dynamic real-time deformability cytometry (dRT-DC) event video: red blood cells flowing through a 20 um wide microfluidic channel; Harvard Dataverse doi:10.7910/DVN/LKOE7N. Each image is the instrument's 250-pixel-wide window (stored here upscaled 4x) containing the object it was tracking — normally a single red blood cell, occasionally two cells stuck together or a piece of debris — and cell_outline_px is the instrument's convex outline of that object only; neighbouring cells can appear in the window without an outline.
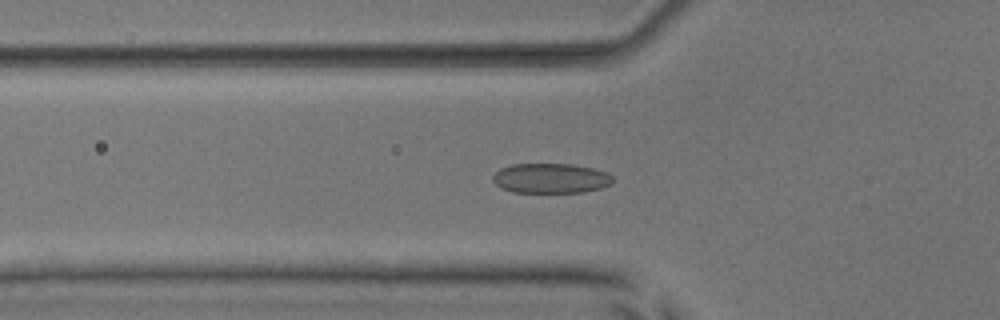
{"species": "common noctule bat (a hibernating species)", "species_latin": "Nyctalus noctula", "temperature_condition": "room temperature", "stored_images_in_passage": 51, "camera_frame_rate_fps": 3000, "um_per_image_px": 0.085, "animal": {"sex": "male", "body_mass_g": 17.9, "forearm_length_mm": 54.2}, "frame": {"image": 1, "passage_image": 17, "time_ms": 5.333, "image_size_px": [1000, 320], "cell_outline_px": [[612, 184], [600, 188], [584, 192], [512, 192], [496, 184], [492, 180], [492, 176], [500, 168], [512, 164], [572, 164], [592, 168], [608, 172], [612, 176]], "centroid_in_image_um": [46.82, 15.15], "position_along_channel_um": 79.0, "area_um2": 20.87}}
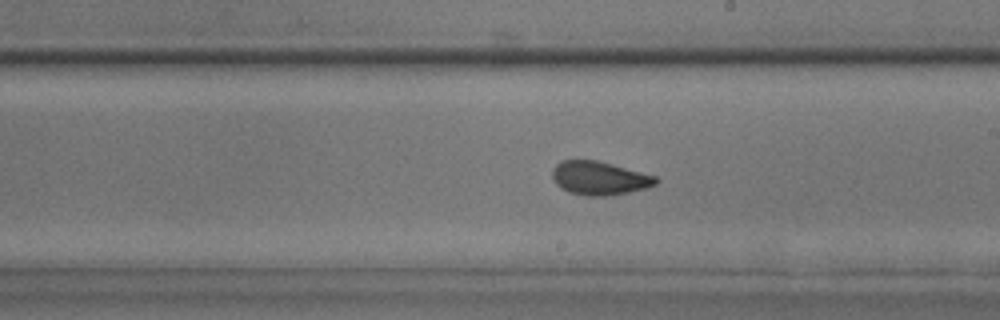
{"frame": {"image": 2, "passage_image": 29, "time_ms": 9.333, "image_size_px": [1000, 320], "cell_outline_px": [[660, 180], [656, 184], [648, 188], [628, 192], [604, 196], [588, 196], [568, 192], [560, 188], [556, 184], [552, 176], [552, 168], [560, 160], [596, 160], [612, 164], [656, 176]], "centroid_in_image_um": [50.93, 15.14], "position_along_channel_um": 238.1, "area_um2": 20.35}}
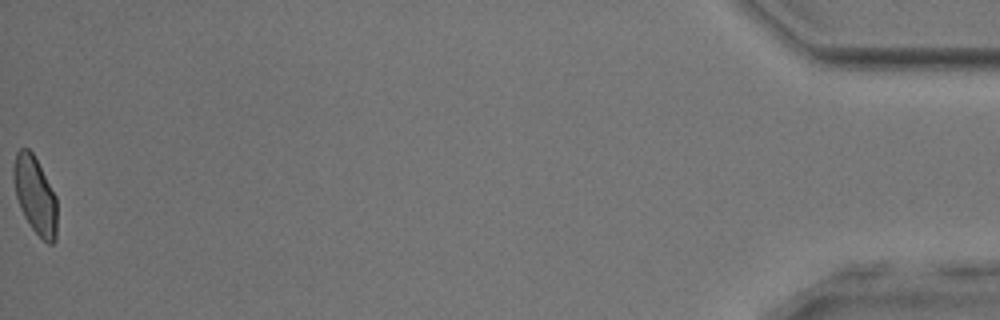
{"frame": {"image": 3, "passage_image": 51, "time_ms": 16.667, "image_size_px": [1000, 320], "cell_outline_px": [[56, 240], [52, 244], [48, 244], [32, 228], [24, 216], [20, 208], [16, 196], [12, 176], [12, 168], [16, 152], [20, 148], [28, 148], [32, 152], [56, 196]], "centroid_in_image_um": [2.96, 16.58], "position_along_channel_um": 432.2, "area_um2": 19.48}, "authors_computed_cell_mechanics": {"area_um2": 20.4612, "velocity_mm_per_s": 3.9861, "shape_relaxation_time_tau1_ms": 4.3464, "shape_relaxation_time_tau2_ms": 0.9485, "deformation_change_tau1": 0.1292, "deformation_change_tau2": 0.0619}}